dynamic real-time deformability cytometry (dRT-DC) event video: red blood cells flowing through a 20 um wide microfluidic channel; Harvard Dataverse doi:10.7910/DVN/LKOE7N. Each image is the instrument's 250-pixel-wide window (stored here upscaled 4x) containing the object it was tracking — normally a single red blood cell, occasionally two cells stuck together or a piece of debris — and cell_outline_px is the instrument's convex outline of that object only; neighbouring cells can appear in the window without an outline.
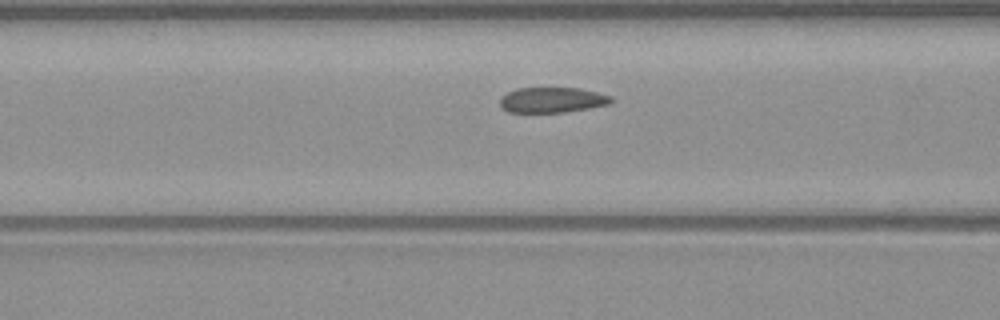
{"species": "common noctule bat (a hibernating species)", "species_latin": "Nyctalus noctula", "temperature_condition": "warm", "stored_images_in_passage": 30, "camera_frame_rate_fps": 3000, "um_per_image_px": 0.085, "animal": {"sex": "male", "body_mass_g": 23.1, "forearm_length_mm": 52.7}, "frame": {"image": 1, "passage_image": 5, "time_ms": 1.333, "image_size_px": [1000, 320], "cell_outline_px": [[616, 100], [612, 104], [564, 112], [508, 112], [500, 104], [500, 96], [516, 88], [580, 88], [612, 96]], "centroid_in_image_um": [46.98, 8.49], "position_along_channel_um": 119.6, "area_um2": 16.53}}
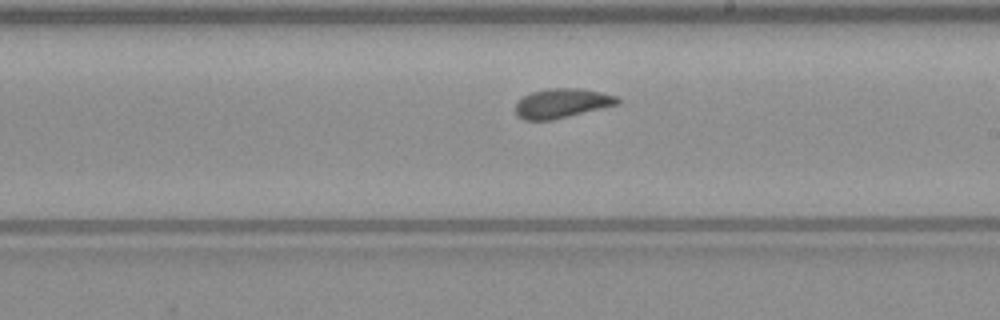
{"frame": {"image": 2, "passage_image": 14, "time_ms": 4.333, "image_size_px": [1000, 320], "cell_outline_px": [[620, 104], [552, 120], [524, 120], [516, 116], [516, 104], [524, 96], [532, 92], [548, 88], [580, 88], [600, 92], [616, 96], [620, 100]], "centroid_in_image_um": [47.77, 8.78], "position_along_channel_um": 241.2, "area_um2": 17.46}}
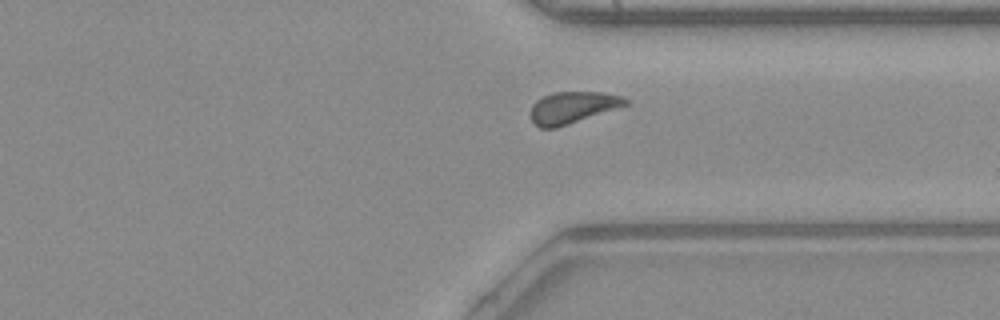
{"frame": {"image": 3, "passage_image": 23, "time_ms": 7.333, "image_size_px": [1000, 320], "cell_outline_px": [[628, 104], [556, 128], [540, 128], [532, 120], [532, 104], [536, 100], [552, 92], [604, 92], [620, 96], [628, 100]], "centroid_in_image_um": [48.65, 9.12], "position_along_channel_um": 362.8, "area_um2": 17.17}, "authors_computed_cell_mechanics": {"area_um2": 17.2244, "velocity_mm_per_s": 4.0521, "shape_relaxation_time_tau1_ms": 9.0547, "shape_relaxation_time_tau2_ms": 1.9182, "deformation_change_tau1": 0.1554, "deformation_change_tau2": 0.0639}}